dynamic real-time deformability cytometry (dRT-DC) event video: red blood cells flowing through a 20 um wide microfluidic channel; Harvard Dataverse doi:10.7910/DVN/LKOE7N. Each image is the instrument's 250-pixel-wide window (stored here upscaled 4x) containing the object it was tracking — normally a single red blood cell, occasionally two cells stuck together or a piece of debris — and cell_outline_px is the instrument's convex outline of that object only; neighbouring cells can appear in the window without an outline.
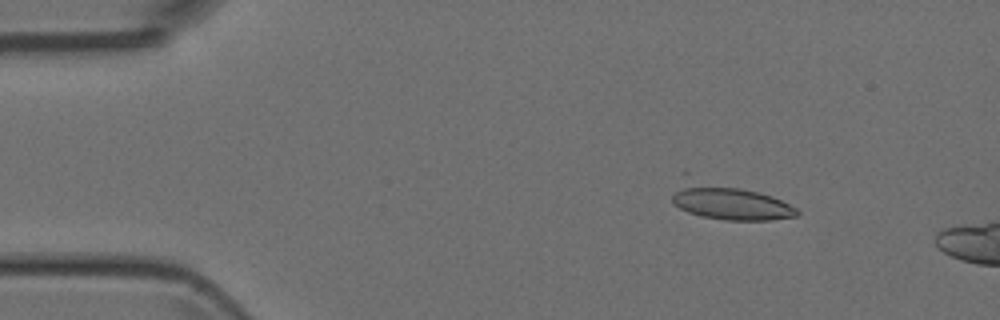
{"species": "Egyptian fruit bat (a non-hibernating species)", "species_latin": "Rousettus aegyptiacus", "temperature_condition": "room temperature", "stored_images_in_passage": 6, "camera_frame_rate_fps": 3000, "um_per_image_px": 0.085, "animal": {"sex": "female"}, "frame": {"image": 1, "passage_image": 1, "time_ms": 0.0, "image_size_px": [1000, 320], "cell_outline_px": [[800, 212], [796, 216], [772, 220], [724, 220], [700, 216], [688, 212], [672, 204], [672, 196], [680, 172], [688, 172], [760, 192], [772, 196], [796, 208]], "centroid_in_image_um": [61.77, 17.04], "position_along_channel_um": 23.2, "area_um2": 27.51}}